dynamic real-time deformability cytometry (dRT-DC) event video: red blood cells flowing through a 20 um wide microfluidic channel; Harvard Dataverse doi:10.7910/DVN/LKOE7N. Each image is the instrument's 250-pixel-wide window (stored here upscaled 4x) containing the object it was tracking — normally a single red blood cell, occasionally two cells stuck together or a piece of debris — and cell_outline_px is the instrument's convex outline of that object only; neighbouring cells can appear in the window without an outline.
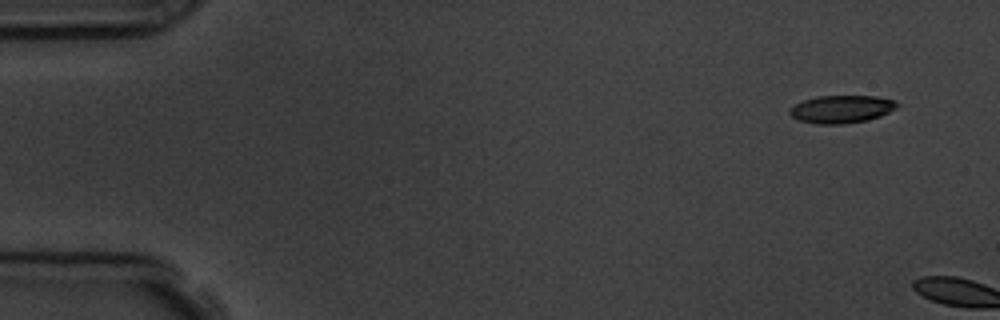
{"species": "common noctule bat (a hibernating species)", "species_latin": "Nyctalus noctula", "temperature_condition": "room temperature", "stored_images_in_passage": 2, "camera_frame_rate_fps": 3000, "um_per_image_px": 0.085, "animal": {"sex": "male", "body_mass_g": 19.5, "forearm_length_mm": 54.6}, "frame": {"image": 1, "passage_image": 1, "time_ms": 0.0, "image_size_px": [1000, 320], "cell_outline_px": [[900, 104], [896, 108], [880, 116], [868, 120], [844, 124], [816, 124], [800, 120], [792, 116], [788, 112], [796, 104], [804, 100], [820, 96], [876, 96], [896, 100]], "centroid_in_image_um": [71.58, 9.28], "position_along_channel_um": 13.4, "area_um2": 17.28}}